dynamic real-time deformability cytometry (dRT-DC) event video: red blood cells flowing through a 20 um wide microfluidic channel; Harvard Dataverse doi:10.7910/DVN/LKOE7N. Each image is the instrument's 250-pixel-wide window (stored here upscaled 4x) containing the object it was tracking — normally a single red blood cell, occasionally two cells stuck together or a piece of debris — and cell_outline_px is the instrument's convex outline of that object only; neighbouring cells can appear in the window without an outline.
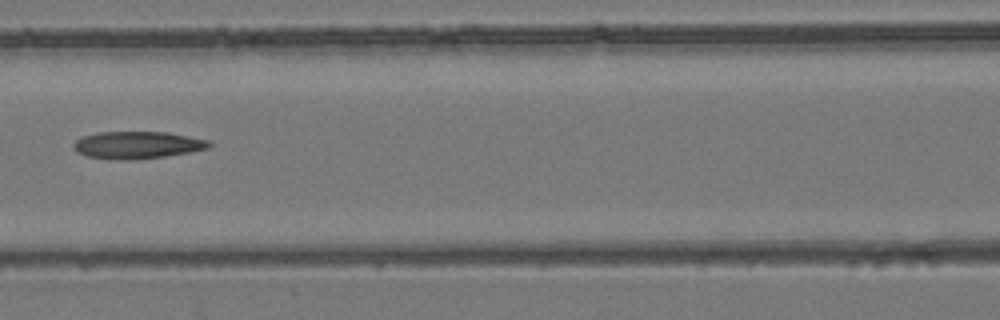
{"species": "common noctule bat (a hibernating species)", "species_latin": "Nyctalus noctula", "temperature_condition": "room temperature", "stored_images_in_passage": 4, "camera_frame_rate_fps": 3000, "um_per_image_px": 0.085, "animal": {"sex": "female", "body_mass_g": 24.6, "forearm_length_mm": 56.2}, "frame": {"image": 1, "passage_image": 3, "time_ms": 2.333, "image_size_px": [1000, 320], "cell_outline_px": [[212, 144], [208, 148], [188, 152], [164, 156], [128, 160], [120, 160], [88, 156], [76, 152], [72, 148], [72, 144], [80, 136], [100, 132], [168, 132], [212, 140]], "centroid_in_image_um": [11.66, 12.31], "position_along_channel_um": 154.9, "area_um2": 21.62}}
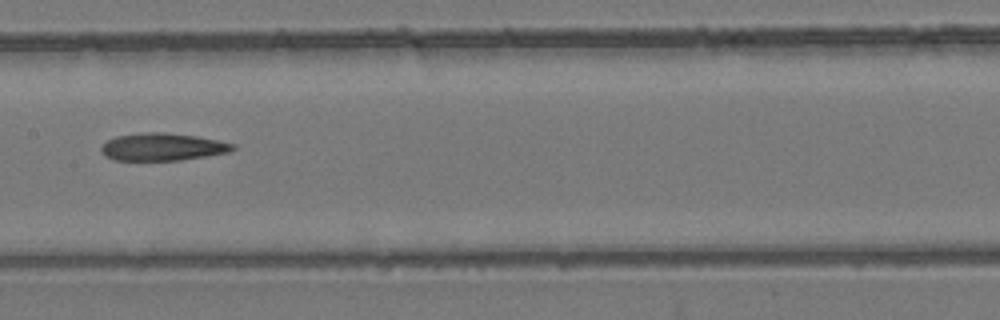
{"frame": {"image": 2, "passage_image": 4, "time_ms": 3.333, "image_size_px": [1000, 320], "cell_outline_px": [[236, 148], [228, 152], [180, 160], [112, 160], [104, 156], [100, 152], [100, 148], [108, 140], [116, 136], [144, 132], [164, 132], [196, 136], [236, 144]], "centroid_in_image_um": [13.78, 12.48], "position_along_channel_um": 193.6, "area_um2": 21.04}}